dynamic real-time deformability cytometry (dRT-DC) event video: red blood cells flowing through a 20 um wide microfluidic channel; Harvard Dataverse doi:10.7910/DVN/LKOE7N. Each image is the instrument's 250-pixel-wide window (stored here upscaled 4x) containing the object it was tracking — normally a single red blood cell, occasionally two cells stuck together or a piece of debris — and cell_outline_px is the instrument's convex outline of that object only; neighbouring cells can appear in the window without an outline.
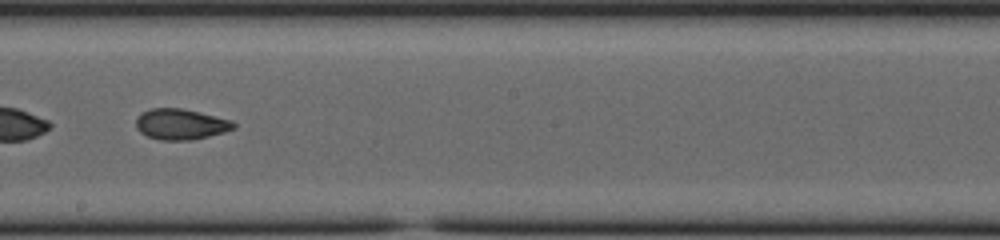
{"species": "common noctule bat (a hibernating species)", "species_latin": "Nyctalus noctula", "temperature_condition": "cold", "stored_images_in_passage": 48, "segment_of_instrument_passage": [2, 2], "camera_frame_rate_fps": 3000, "um_per_image_px": 0.085, "animal": {"sex": "female", "body_mass_g": 23.0, "forearm_length_mm": 53.4}, "frame": {"image": 1, "passage_image": 30, "time_ms": 9.667, "image_size_px": [1000, 240], "cell_outline_px": [[236, 128], [224, 132], [192, 140], [160, 140], [148, 136], [140, 132], [136, 128], [136, 120], [144, 112], [152, 108], [180, 108], [200, 112], [232, 120], [236, 124]], "centroid_in_image_um": [15.39, 10.56], "position_along_channel_um": 232.8, "area_um2": 17.4}}